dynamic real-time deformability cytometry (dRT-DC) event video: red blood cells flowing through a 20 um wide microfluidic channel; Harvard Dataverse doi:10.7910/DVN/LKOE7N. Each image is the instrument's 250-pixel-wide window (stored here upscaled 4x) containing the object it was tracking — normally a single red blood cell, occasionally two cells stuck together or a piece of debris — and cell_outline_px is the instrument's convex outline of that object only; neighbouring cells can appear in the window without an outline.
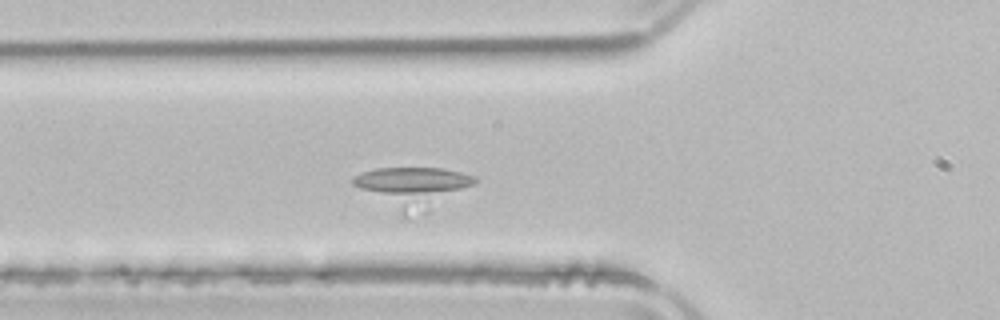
{"species": "common noctule bat (a hibernating species)", "species_latin": "Nyctalus noctula", "temperature_condition": "room temperature", "stored_images_in_passage": 36, "camera_frame_rate_fps": 3000, "um_per_image_px": 0.085, "animal": {"sex": "male", "body_mass_g": 21.5, "forearm_length_mm": 52.0}, "frame": {"image": 1, "passage_image": 18, "time_ms": 5.667, "image_size_px": [1000, 320], "cell_outline_px": [[476, 184], [404, 216], [400, 216], [352, 184], [348, 180], [352, 176], [360, 172], [376, 168], [444, 168], [476, 176]], "centroid_in_image_um": [34.93, 15.85], "position_along_channel_um": 90.9, "area_um2": 27.74}}
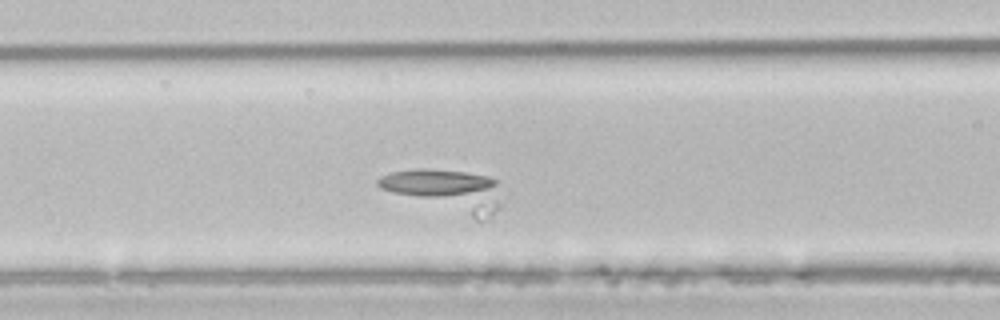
{"frame": {"image": 2, "passage_image": 21, "time_ms": 6.667, "image_size_px": [1000, 320], "cell_outline_px": [[500, 208], [480, 220], [476, 220], [380, 188], [376, 184], [376, 180], [380, 176], [388, 172], [416, 168], [424, 168], [464, 172], [488, 176], [496, 180], [500, 204]], "centroid_in_image_um": [37.89, 16.16], "position_along_channel_um": 128.7, "area_um2": 29.71}}